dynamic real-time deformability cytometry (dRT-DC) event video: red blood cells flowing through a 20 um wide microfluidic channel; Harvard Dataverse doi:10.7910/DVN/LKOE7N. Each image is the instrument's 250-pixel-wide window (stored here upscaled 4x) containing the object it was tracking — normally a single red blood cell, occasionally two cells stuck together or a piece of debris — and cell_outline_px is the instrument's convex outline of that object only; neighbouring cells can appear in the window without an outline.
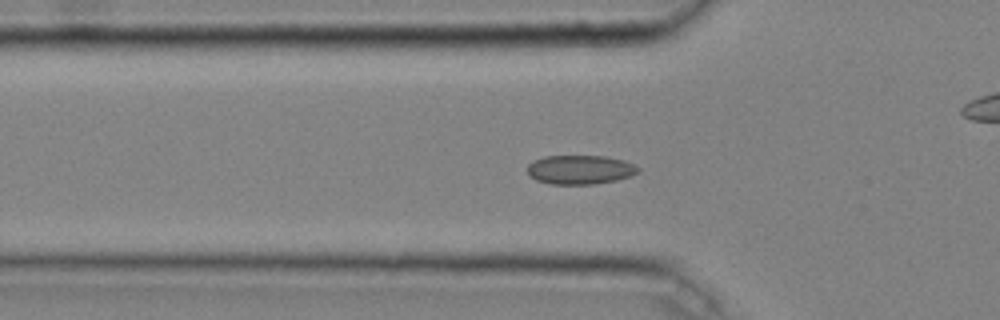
{"species": "common noctule bat (a hibernating species)", "species_latin": "Nyctalus noctula", "temperature_condition": "cold", "stored_images_in_passage": 40, "camera_frame_rate_fps": 3000, "um_per_image_px": 0.085, "animal": {"sex": "male", "body_mass_g": 20.4}, "frame": {"image": 1, "passage_image": 15, "time_ms": 4.667, "image_size_px": [1000, 320], "cell_outline_px": [[640, 168], [632, 176], [616, 180], [592, 184], [548, 184], [536, 180], [528, 176], [528, 164], [532, 160], [544, 156], [604, 156], [624, 160]], "centroid_in_image_um": [49.26, 14.42], "position_along_channel_um": 76.5, "area_um2": 18.84}}
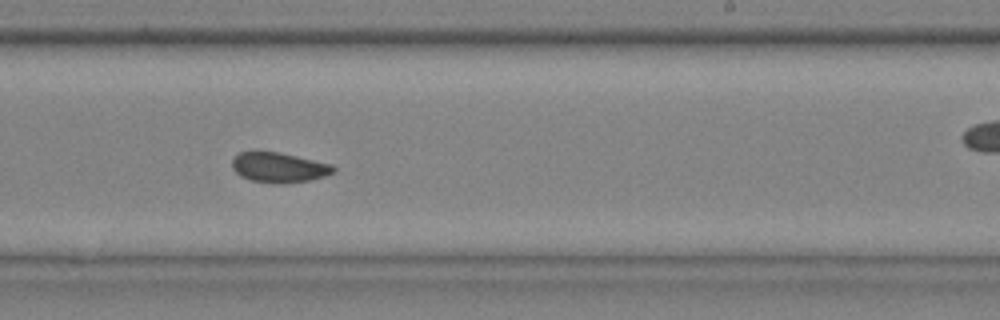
{"frame": {"image": 2, "passage_image": 29, "time_ms": 9.333, "image_size_px": [1000, 320], "cell_outline_px": [[336, 172], [324, 176], [308, 180], [284, 184], [272, 184], [252, 180], [240, 176], [232, 168], [232, 160], [240, 152], [280, 152], [332, 164], [336, 168]], "centroid_in_image_um": [23.73, 14.24], "position_along_channel_um": 265.3, "area_um2": 17.74}}
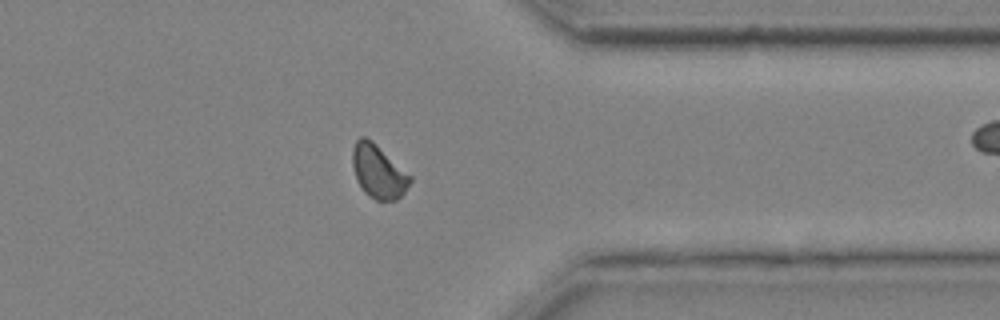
{"frame": {"image": 3, "passage_image": 38, "time_ms": 12.333, "image_size_px": [1000, 320], "cell_outline_px": [[412, 180], [404, 192], [396, 200], [376, 200], [368, 196], [364, 192], [356, 180], [352, 164], [352, 148], [356, 140], [360, 136], [364, 136], [372, 140], [412, 176]], "centroid_in_image_um": [32.14, 14.56], "position_along_channel_um": 379.3, "area_um2": 18.03}}